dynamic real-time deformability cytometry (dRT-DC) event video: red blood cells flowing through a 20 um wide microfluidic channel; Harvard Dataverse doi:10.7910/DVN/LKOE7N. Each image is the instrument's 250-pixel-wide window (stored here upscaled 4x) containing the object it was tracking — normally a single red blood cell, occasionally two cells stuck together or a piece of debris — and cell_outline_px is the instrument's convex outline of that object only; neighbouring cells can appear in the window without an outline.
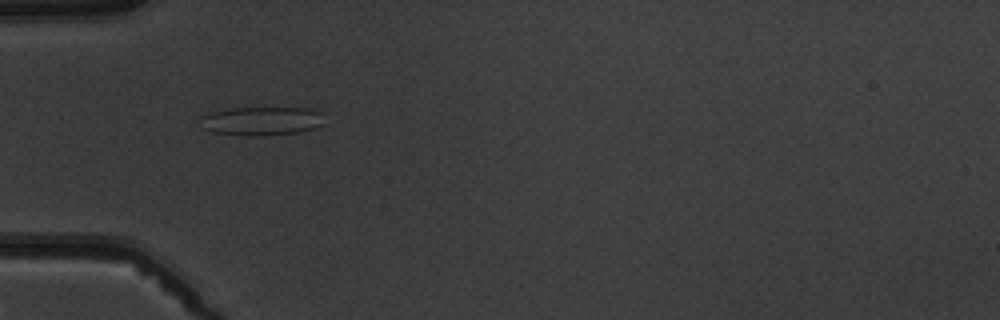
{"species": "common noctule bat (a hibernating species)", "species_latin": "Nyctalus noctula", "temperature_condition": "warm", "stored_images_in_passage": 5, "camera_frame_rate_fps": 3000, "um_per_image_px": 0.085, "animal": {"sex": "male", "body_mass_g": 19.5, "forearm_length_mm": 54.6}, "frame": {"image": 1, "passage_image": 3, "time_ms": 2.0, "image_size_px": [1000, 320], "cell_outline_px": [[324, 124], [316, 128], [300, 132], [256, 136], [248, 136], [212, 132], [204, 128], [200, 116], [208, 112], [232, 108], [308, 108], [320, 112]], "centroid_in_image_um": [22.23, 10.28], "position_along_channel_um": 62.8, "area_um2": 20.75}}
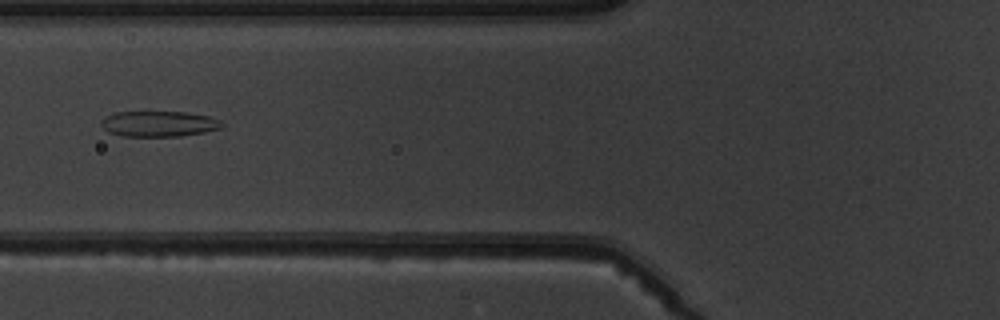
{"frame": {"image": 2, "passage_image": 4, "time_ms": 3.333, "image_size_px": [1000, 320], "cell_outline_px": [[224, 124], [220, 128], [204, 132], [180, 136], [120, 136], [108, 132], [100, 124], [108, 116], [116, 112], [188, 112], [208, 116], [220, 120]], "centroid_in_image_um": [13.52, 10.53], "position_along_channel_um": 112.3, "area_um2": 17.86}}
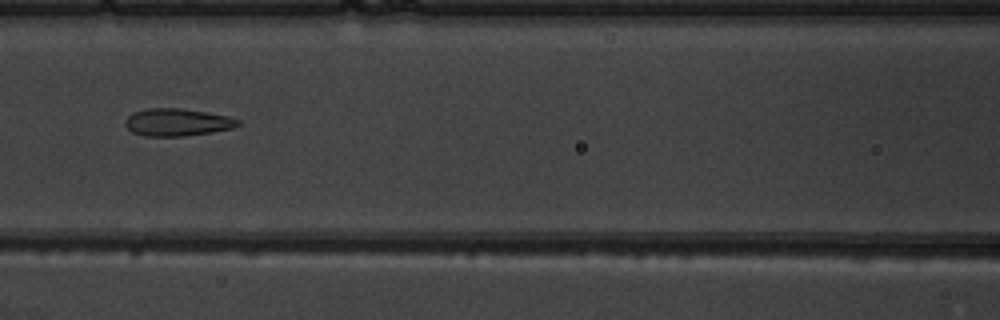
{"frame": {"image": 3, "passage_image": 5, "time_ms": 4.333, "image_size_px": [1000, 320], "cell_outline_px": [[244, 124], [232, 128], [212, 132], [180, 136], [144, 136], [132, 132], [124, 124], [124, 120], [132, 112], [148, 108], [180, 108], [228, 116], [240, 120]], "centroid_in_image_um": [15.06, 10.39], "position_along_channel_um": 151.5, "area_um2": 18.09}}